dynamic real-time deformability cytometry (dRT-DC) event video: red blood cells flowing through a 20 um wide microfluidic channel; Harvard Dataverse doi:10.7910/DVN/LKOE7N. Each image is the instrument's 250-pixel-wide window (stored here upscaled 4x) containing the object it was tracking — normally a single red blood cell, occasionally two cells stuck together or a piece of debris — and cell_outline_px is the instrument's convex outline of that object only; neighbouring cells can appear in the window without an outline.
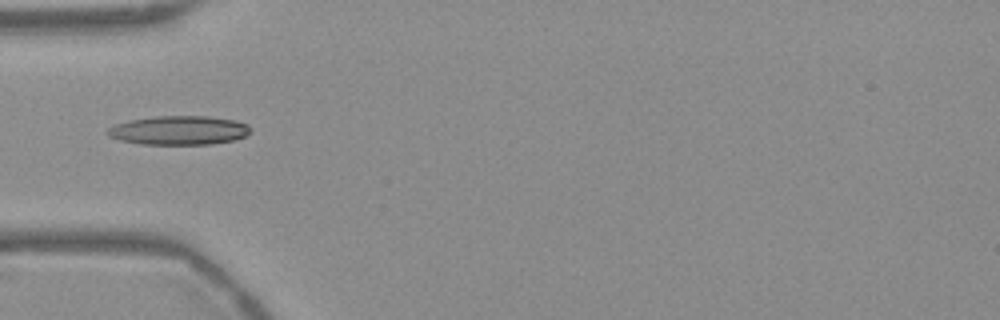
{"species": "Egyptian fruit bat (a non-hibernating species)", "species_latin": "Rousettus aegyptiacus", "temperature_condition": "warm", "stored_images_in_passage": 30, "camera_frame_rate_fps": 3000, "um_per_image_px": 0.085, "frame": {"image": 1, "passage_image": 1, "time_ms": 0.0, "image_size_px": [1000, 320], "cell_outline_px": [[252, 132], [244, 136], [232, 140], [212, 144], [140, 144], [120, 140], [108, 136], [104, 132], [108, 128], [116, 124], [128, 120], [156, 116], [208, 116], [236, 120], [248, 124], [252, 128]], "centroid_in_image_um": [15.21, 11.07], "position_along_channel_um": 69.8, "area_um2": 24.33}}
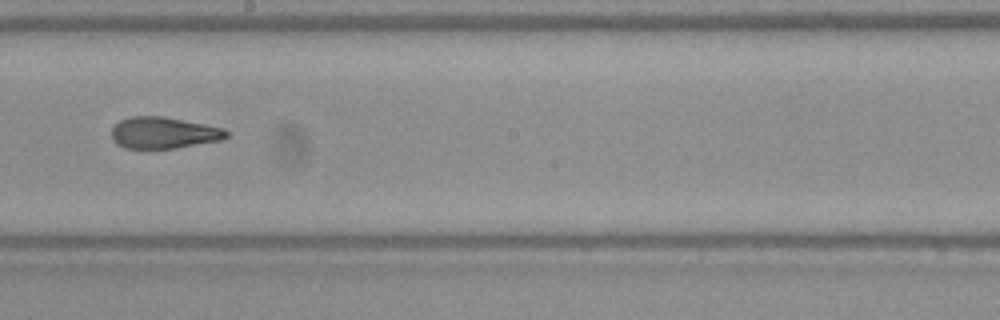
{"frame": {"image": 2, "passage_image": 14, "time_ms": 4.333, "image_size_px": [1000, 320], "cell_outline_px": [[228, 136], [220, 140], [176, 148], [124, 148], [116, 144], [112, 140], [112, 128], [120, 120], [132, 116], [164, 116], [224, 128], [228, 132]], "centroid_in_image_um": [13.89, 11.28], "position_along_channel_um": 234.3, "area_um2": 21.04}}
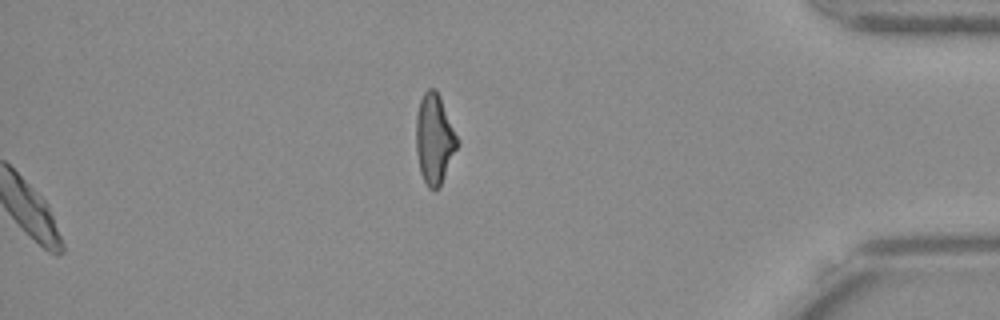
{"frame": {"image": 3, "passage_image": 30, "time_ms": 9.667, "image_size_px": [1000, 320], "cell_outline_px": [[460, 144], [440, 188], [428, 188], [420, 172], [416, 152], [416, 116], [420, 100], [424, 92], [428, 88], [436, 88], [440, 96], [460, 140]], "centroid_in_image_um": [36.95, 11.81], "position_along_channel_um": 398.3, "area_um2": 22.08}, "authors_computed_cell_mechanics": {"area_um2": 21.8773, "velocity_mm_per_s": 3.769, "shape_relaxation_time_tau1_ms": 6.1847, "shape_relaxation_time_tau2_ms": 2.691, "deformation_change_tau1": 0.1936, "deformation_change_tau2": 0.1014}}